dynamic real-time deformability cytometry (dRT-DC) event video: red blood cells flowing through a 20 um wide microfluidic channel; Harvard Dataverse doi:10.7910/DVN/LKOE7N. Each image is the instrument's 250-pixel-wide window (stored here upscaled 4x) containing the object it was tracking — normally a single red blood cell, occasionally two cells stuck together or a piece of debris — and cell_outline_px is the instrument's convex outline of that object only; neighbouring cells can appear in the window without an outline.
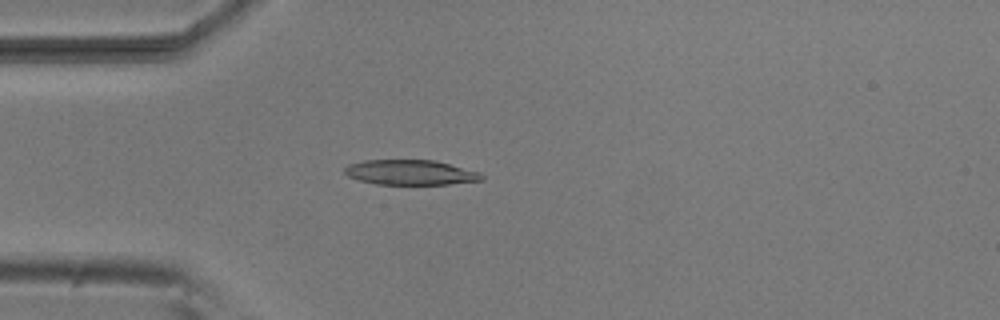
{"species": "common noctule bat (a hibernating species)", "species_latin": "Nyctalus noctula", "temperature_condition": "room temperature", "stored_images_in_passage": 52, "camera_frame_rate_fps": 3000, "um_per_image_px": 0.085, "animal": {"sex": "male", "body_mass_g": 20.5, "forearm_length_mm": 52.5}, "frame": {"image": 1, "passage_image": 14, "time_ms": 4.333, "image_size_px": [1000, 320], "cell_outline_px": [[484, 180], [448, 184], [376, 184], [360, 180], [348, 176], [344, 172], [344, 168], [348, 164], [364, 160], [436, 160], [480, 172], [484, 176]], "centroid_in_image_um": [34.9, 14.65], "position_along_channel_um": 50.1, "area_um2": 20.0}}
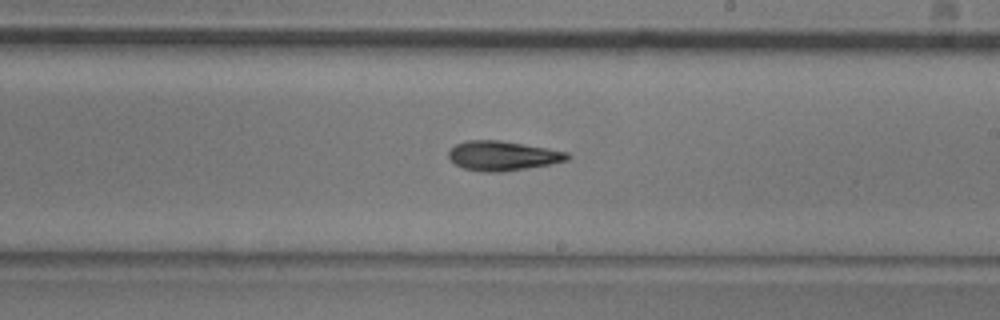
{"frame": {"image": 2, "passage_image": 30, "time_ms": 9.667, "image_size_px": [1000, 320], "cell_outline_px": [[572, 156], [568, 160], [552, 164], [504, 172], [480, 172], [464, 168], [456, 164], [448, 156], [448, 152], [456, 144], [464, 140], [500, 140], [568, 152]], "centroid_in_image_um": [42.74, 13.25], "position_along_channel_um": 246.3, "area_um2": 20.52}}
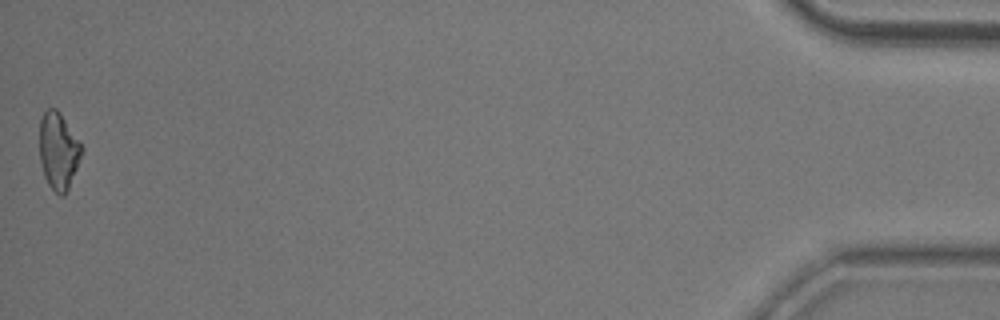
{"frame": {"image": 3, "passage_image": 52, "time_ms": 17.0, "image_size_px": [1000, 320], "cell_outline_px": [[84, 148], [68, 188], [64, 196], [60, 196], [48, 184], [44, 176], [40, 160], [40, 120], [44, 112], [48, 108], [56, 108], [60, 112]], "centroid_in_image_um": [4.96, 12.81], "position_along_channel_um": 430.2, "area_um2": 18.67}, "authors_computed_cell_mechanics": {"area_um2": 19.8832, "velocity_mm_per_s": 3.8452, "shape_relaxation_time_tau1_ms": 5.3442, "shape_relaxation_time_tau2_ms": 8.0433, "deformation_change_tau1": 0.1577, "deformation_change_tau2": 0.2018}}